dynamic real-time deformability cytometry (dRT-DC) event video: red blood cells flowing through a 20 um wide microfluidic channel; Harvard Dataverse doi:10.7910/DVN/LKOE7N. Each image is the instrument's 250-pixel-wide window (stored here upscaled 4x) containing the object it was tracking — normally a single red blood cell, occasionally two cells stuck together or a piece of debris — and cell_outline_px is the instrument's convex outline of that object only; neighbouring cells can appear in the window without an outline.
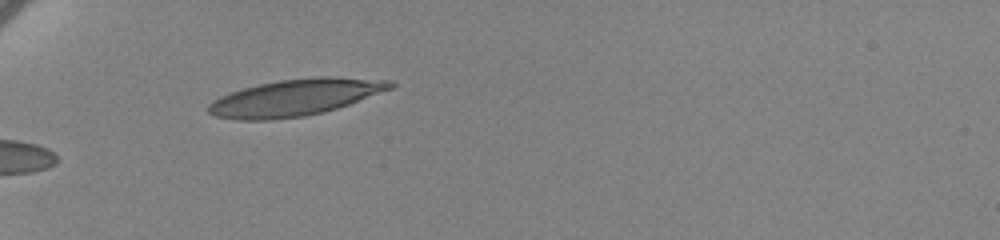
{"species": "human", "species_latin": "Homo sapiens", "temperature_condition": "cold", "stored_images_in_passage": 29, "camera_frame_rate_fps": 3000, "um_per_image_px": 0.085, "donor": {"sex": "female"}, "frame": {"image": 1, "passage_image": 1, "time_ms": 0.0, "image_size_px": [1000, 240], "cell_outline_px": [[396, 88], [324, 112], [304, 116], [268, 120], [240, 120], [216, 116], [208, 112], [208, 104], [212, 100], [220, 96], [244, 88], [260, 84], [280, 80], [320, 76], [328, 76], [392, 80], [396, 84]], "centroid_in_image_um": [25.15, 8.28], "position_along_channel_um": 59.9, "area_um2": 38.78}}
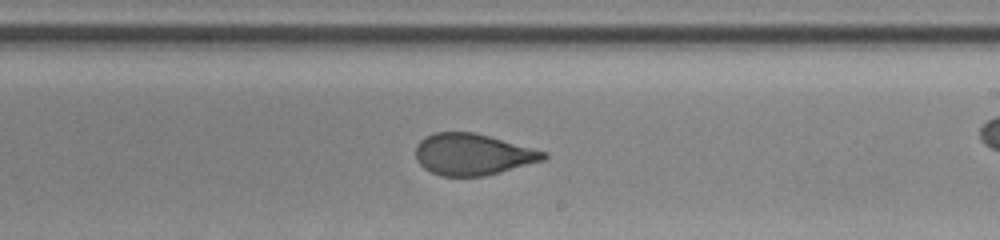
{"frame": {"image": 2, "passage_image": 15, "time_ms": 4.667, "image_size_px": [1000, 240], "cell_outline_px": [[548, 156], [544, 160], [500, 172], [484, 176], [440, 176], [424, 168], [416, 160], [416, 144], [420, 140], [436, 132], [472, 132], [488, 136], [548, 152]], "centroid_in_image_um": [40.17, 13.13], "position_along_channel_um": 248.8, "area_um2": 30.69}}
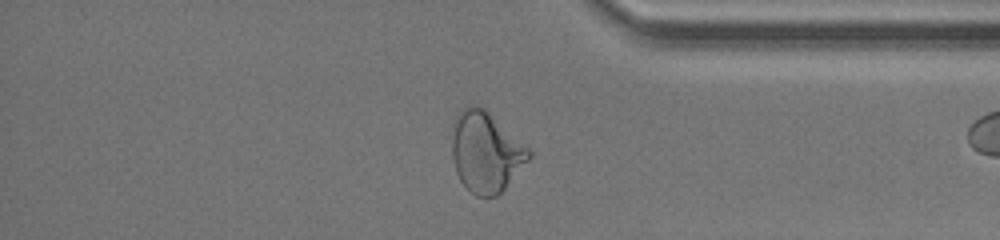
{"frame": {"image": 3, "passage_image": 28, "time_ms": 9.0, "image_size_px": [1000, 240], "cell_outline_px": [[532, 156], [504, 188], [496, 196], [476, 196], [460, 180], [456, 172], [452, 156], [452, 140], [456, 116], [460, 108], [472, 104], [484, 108], [528, 148], [532, 152]], "centroid_in_image_um": [41.28, 12.9], "position_along_channel_um": 393.9, "area_um2": 35.43}}